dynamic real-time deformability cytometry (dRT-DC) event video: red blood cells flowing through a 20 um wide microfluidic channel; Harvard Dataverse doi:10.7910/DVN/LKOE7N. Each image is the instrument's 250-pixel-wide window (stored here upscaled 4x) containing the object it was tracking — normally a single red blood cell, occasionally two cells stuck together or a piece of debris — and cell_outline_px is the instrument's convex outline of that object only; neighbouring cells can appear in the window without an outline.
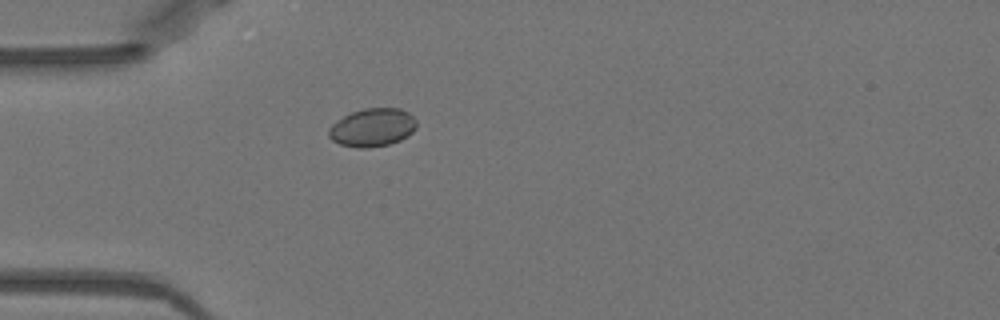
{"species": "Egyptian fruit bat (a non-hibernating species)", "species_latin": "Rousettus aegyptiacus", "temperature_condition": "warm", "stored_images_in_passage": 32, "camera_frame_rate_fps": 3000, "um_per_image_px": 0.085, "animal": {"sex": "female"}, "frame": {"image": 1, "passage_image": 2, "time_ms": 0.333, "image_size_px": [1000, 320], "cell_outline_px": [[416, 128], [412, 132], [400, 140], [388, 144], [368, 148], [356, 148], [340, 144], [332, 140], [328, 136], [328, 128], [332, 124], [344, 116], [352, 112], [364, 108], [400, 108], [408, 112], [416, 120]], "centroid_in_image_um": [31.64, 10.84], "position_along_channel_um": 53.4, "area_um2": 19.54}}
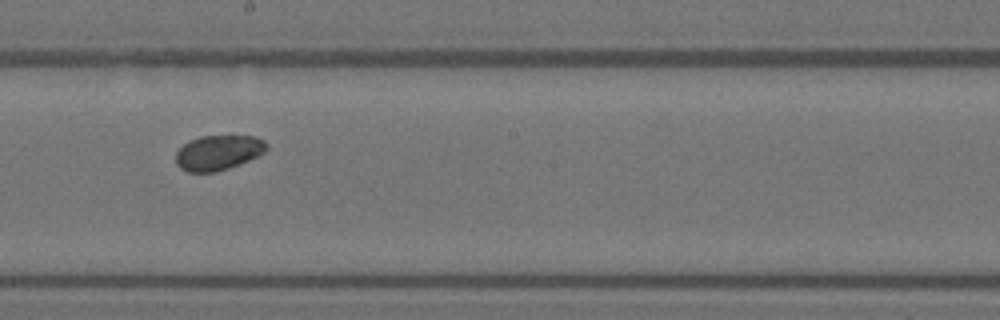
{"frame": {"image": 2, "passage_image": 16, "time_ms": 5.0, "image_size_px": [1000, 320], "cell_outline_px": [[268, 148], [264, 152], [240, 164], [216, 172], [188, 172], [180, 168], [176, 164], [176, 152], [188, 140], [200, 136], [232, 132], [256, 136], [264, 140], [268, 144]], "centroid_in_image_um": [18.58, 12.9], "position_along_channel_um": 229.6, "area_um2": 19.36}}
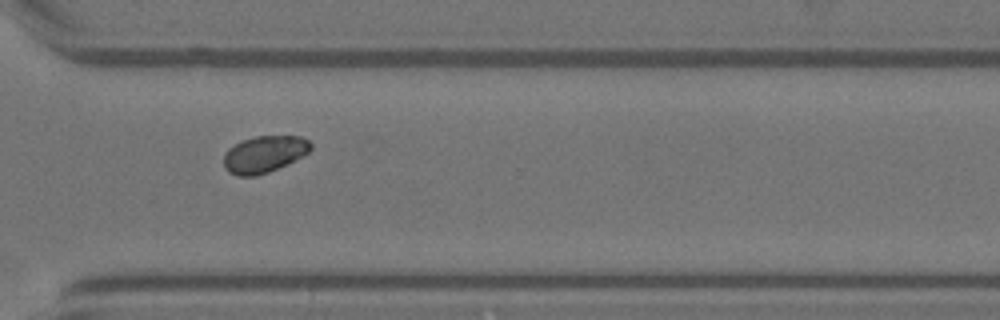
{"frame": {"image": 3, "passage_image": 25, "time_ms": 8.0, "image_size_px": [1000, 320], "cell_outline_px": [[312, 148], [308, 152], [288, 164], [268, 172], [256, 176], [236, 176], [228, 172], [224, 168], [224, 152], [228, 148], [244, 140], [256, 136], [300, 136], [308, 140], [312, 144]], "centroid_in_image_um": [22.44, 13.12], "position_along_channel_um": 348.2, "area_um2": 18.67}, "authors_computed_cell_mechanics": {"area_um2": 18.8139, "velocity_mm_per_s": 3.9502, "shape_relaxation_time_tau1_ms": null, "shape_relaxation_time_tau2_ms": 2.3397, "deformation_change_tau1": null, "deformation_change_tau2": 0.0312}}